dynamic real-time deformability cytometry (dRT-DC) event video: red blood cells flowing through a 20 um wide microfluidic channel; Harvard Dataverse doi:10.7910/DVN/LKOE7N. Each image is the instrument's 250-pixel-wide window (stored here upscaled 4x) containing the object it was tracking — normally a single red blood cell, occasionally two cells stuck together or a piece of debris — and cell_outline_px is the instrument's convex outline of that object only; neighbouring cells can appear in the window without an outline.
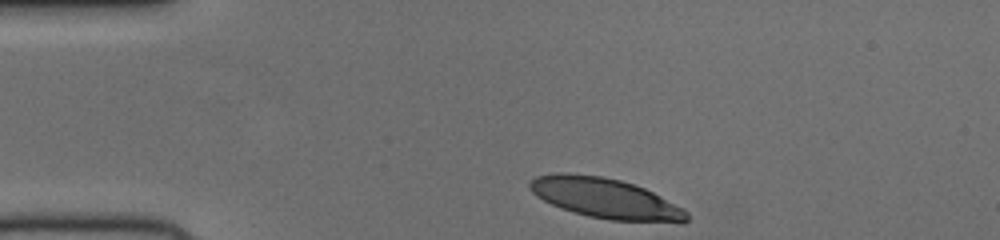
{"species": "human", "species_latin": "Homo sapiens", "temperature_condition": "cold", "stored_images_in_passage": 33, "camera_frame_rate_fps": 3000, "um_per_image_px": 0.085, "donor": {"sex": "female"}, "frame": {"image": 1, "passage_image": 1, "time_ms": 0.0, "image_size_px": [1000, 240], "cell_outline_px": [[688, 220], [684, 224], [680, 224], [608, 220], [588, 216], [572, 212], [560, 208], [536, 196], [528, 188], [528, 184], [536, 176], [556, 172], [568, 172], [604, 176], [620, 180], [644, 188], [684, 208], [688, 212]], "centroid_in_image_um": [51.5, 16.87], "position_along_channel_um": 33.5, "area_um2": 37.45}}
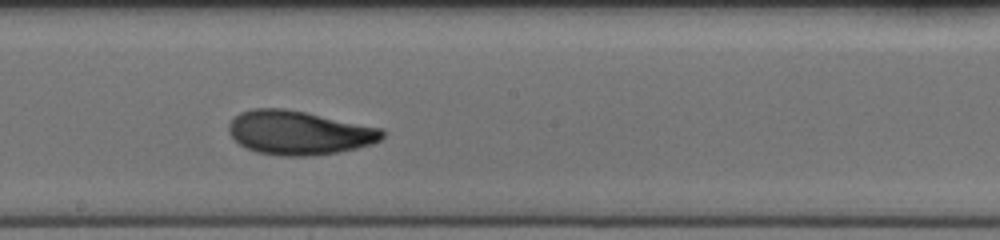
{"frame": {"image": 2, "passage_image": 19, "time_ms": 6.0, "image_size_px": [1000, 240], "cell_outline_px": [[384, 136], [380, 140], [372, 144], [356, 148], [336, 152], [312, 156], [280, 156], [256, 152], [240, 144], [228, 132], [228, 124], [240, 112], [252, 108], [284, 108], [384, 128]], "centroid_in_image_um": [25.42, 11.28], "position_along_channel_um": 222.8, "area_um2": 39.3}}
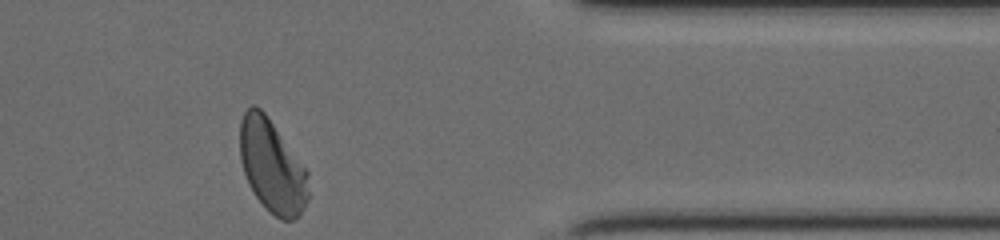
{"frame": {"image": 3, "passage_image": 33, "time_ms": 10.667, "image_size_px": [1000, 240], "cell_outline_px": [[308, 200], [304, 208], [292, 220], [280, 220], [256, 196], [248, 184], [240, 160], [240, 120], [244, 112], [252, 104], [256, 104], [264, 112], [308, 172]], "centroid_in_image_um": [23.11, 14.11], "position_along_channel_um": 388.3, "area_um2": 36.53}}